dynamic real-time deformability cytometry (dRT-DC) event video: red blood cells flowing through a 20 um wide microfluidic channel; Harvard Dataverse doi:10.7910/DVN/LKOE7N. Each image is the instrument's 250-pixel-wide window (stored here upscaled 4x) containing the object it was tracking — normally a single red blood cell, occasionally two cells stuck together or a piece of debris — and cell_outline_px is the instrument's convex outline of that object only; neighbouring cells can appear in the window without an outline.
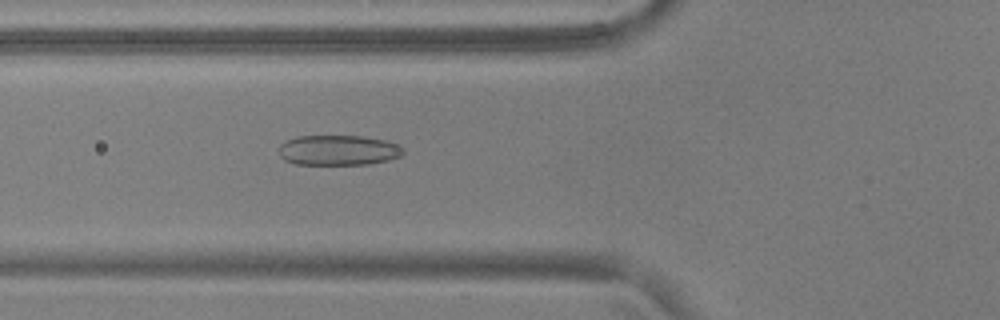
{"species": "common noctule bat (a hibernating species)", "species_latin": "Nyctalus noctula", "temperature_condition": "warm", "stored_images_in_passage": 53, "camera_frame_rate_fps": 3000, "um_per_image_px": 0.085, "animal": {"sex": "male", "body_mass_g": 17.9, "forearm_length_mm": 54.2}, "frame": {"image": 1, "passage_image": 20, "time_ms": 6.333, "image_size_px": [1000, 320], "cell_outline_px": [[404, 152], [400, 156], [388, 160], [368, 164], [296, 164], [284, 160], [280, 156], [280, 144], [296, 136], [360, 136], [384, 140], [396, 144], [404, 148]], "centroid_in_image_um": [28.75, 12.77], "position_along_channel_um": 97.0, "area_um2": 21.73}}
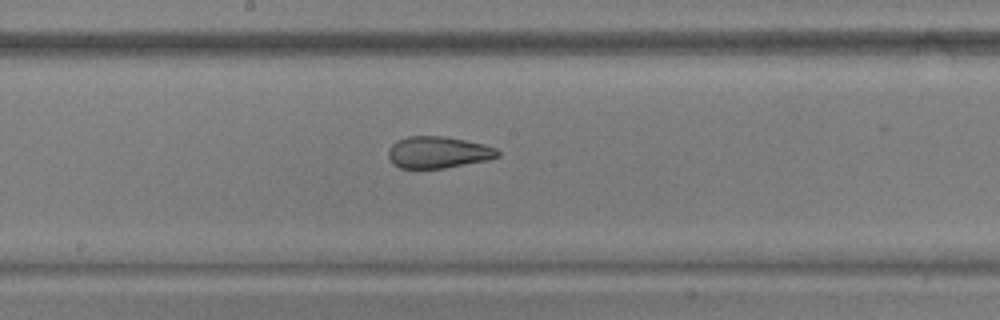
{"frame": {"image": 2, "passage_image": 29, "time_ms": 9.333, "image_size_px": [1000, 320], "cell_outline_px": [[500, 156], [488, 160], [444, 168], [400, 168], [392, 164], [388, 156], [388, 148], [396, 140], [408, 136], [444, 136], [484, 144], [496, 148], [500, 152]], "centroid_in_image_um": [37.22, 12.94], "position_along_channel_um": 211.0, "area_um2": 20.35}}
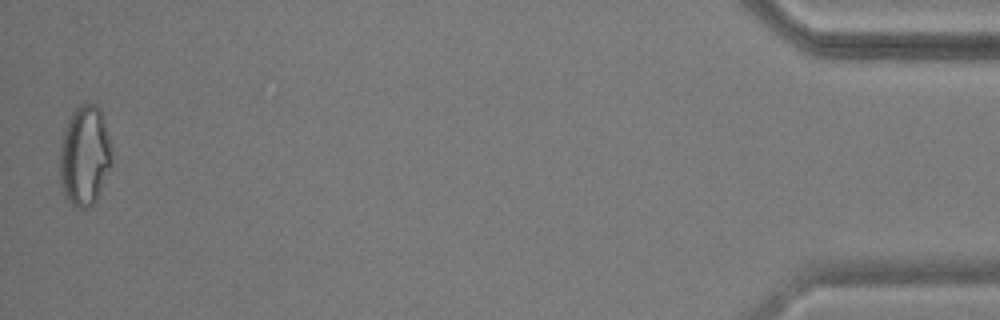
{"frame": {"image": 3, "passage_image": 53, "time_ms": 17.333, "image_size_px": [1000, 320], "cell_outline_px": [[112, 164], [96, 200], [92, 204], [84, 208], [80, 208], [72, 204], [64, 196], [60, 180], [60, 148], [64, 132], [68, 120], [72, 112], [80, 104], [96, 104], [104, 120], [112, 156]], "centroid_in_image_um": [7.19, 13.26], "position_along_channel_um": 428.0, "area_um2": 29.94}, "authors_computed_cell_mechanics": {"area_um2": 23.8136, "velocity_mm_per_s": 3.7781, "shape_relaxation_time_tau1_ms": 7.1364, "shape_relaxation_time_tau2_ms": 1.3232, "deformation_change_tau1": 0.1834, "deformation_change_tau2": 0.0819}}